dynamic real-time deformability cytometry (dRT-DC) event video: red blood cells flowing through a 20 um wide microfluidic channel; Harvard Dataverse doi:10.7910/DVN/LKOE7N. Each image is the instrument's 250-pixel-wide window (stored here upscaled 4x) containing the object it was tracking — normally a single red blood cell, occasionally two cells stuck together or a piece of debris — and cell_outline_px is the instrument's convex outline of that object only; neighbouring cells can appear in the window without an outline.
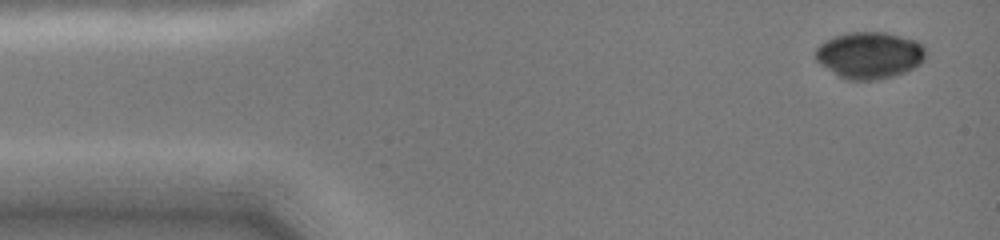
{"species": "common noctule bat (a hibernating species)", "species_latin": "Nyctalus noctula", "temperature_condition": "cold", "stored_images_in_passage": 8, "camera_frame_rate_fps": 3000, "um_per_image_px": 0.085, "animal": {"sex": "female", "body_mass_g": 19.0, "forearm_length_mm": 51.5}, "frame": {"image": 1, "passage_image": 1, "time_ms": 0.0, "image_size_px": [1000, 240], "cell_outline_px": [[924, 60], [920, 64], [904, 72], [892, 76], [876, 80], [848, 80], [840, 76], [820, 64], [816, 60], [816, 48], [820, 44], [836, 36], [852, 32], [884, 32], [916, 40], [924, 48]], "centroid_in_image_um": [73.91, 4.69], "position_along_channel_um": 11.1, "area_um2": 29.54}}
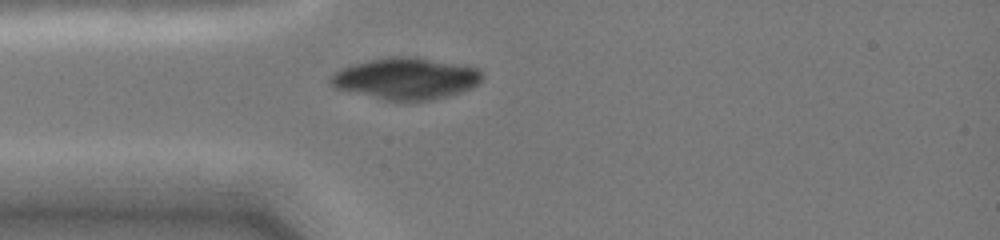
{"frame": {"image": 2, "passage_image": 6, "time_ms": 3.333, "image_size_px": [1000, 240], "cell_outline_px": [[484, 76], [472, 88], [448, 96], [432, 100], [408, 104], [404, 104], [384, 100], [332, 88], [328, 84], [328, 80], [336, 72], [344, 68], [368, 60], [388, 56], [408, 56], [480, 68]], "centroid_in_image_um": [34.49, 6.72], "position_along_channel_um": 50.5, "area_um2": 37.28}}